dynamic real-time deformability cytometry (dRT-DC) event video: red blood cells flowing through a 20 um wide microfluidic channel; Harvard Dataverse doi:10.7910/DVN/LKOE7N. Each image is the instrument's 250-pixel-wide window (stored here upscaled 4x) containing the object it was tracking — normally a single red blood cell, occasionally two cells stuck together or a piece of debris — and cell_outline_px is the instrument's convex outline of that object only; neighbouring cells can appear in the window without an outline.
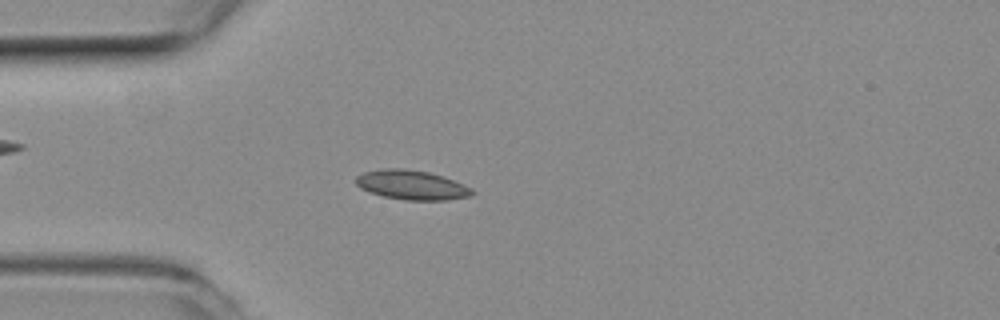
{"species": "common noctule bat (a hibernating species)", "species_latin": "Nyctalus noctula", "temperature_condition": "room temperature", "stored_images_in_passage": 52, "camera_frame_rate_fps": 3000, "um_per_image_px": 0.085, "animal": {"sex": "female", "body_mass_g": 19.3, "forearm_length_mm": 54.1}, "frame": {"image": 1, "passage_image": 13, "time_ms": 4.0, "image_size_px": [1000, 320], "cell_outline_px": [[476, 192], [472, 196], [448, 200], [404, 200], [384, 196], [368, 192], [360, 188], [356, 184], [356, 176], [364, 172], [384, 168], [404, 168], [428, 172], [464, 184], [472, 188]], "centroid_in_image_um": [35.0, 15.73], "position_along_channel_um": 50.0, "area_um2": 20.0}}
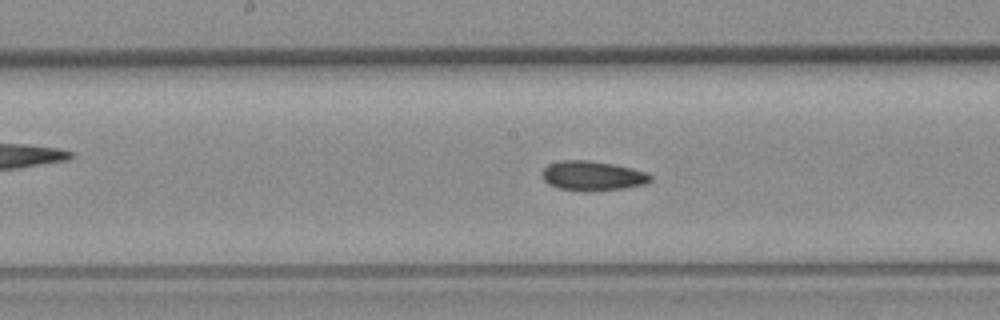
{"frame": {"image": 2, "passage_image": 25, "time_ms": 8.0, "image_size_px": [1000, 320], "cell_outline_px": [[652, 180], [644, 184], [624, 188], [588, 192], [556, 188], [548, 184], [540, 176], [540, 172], [548, 164], [564, 160], [588, 160], [612, 164], [632, 168], [648, 172], [652, 176]], "centroid_in_image_um": [50.33, 14.95], "position_along_channel_um": 197.9, "area_um2": 18.96}}
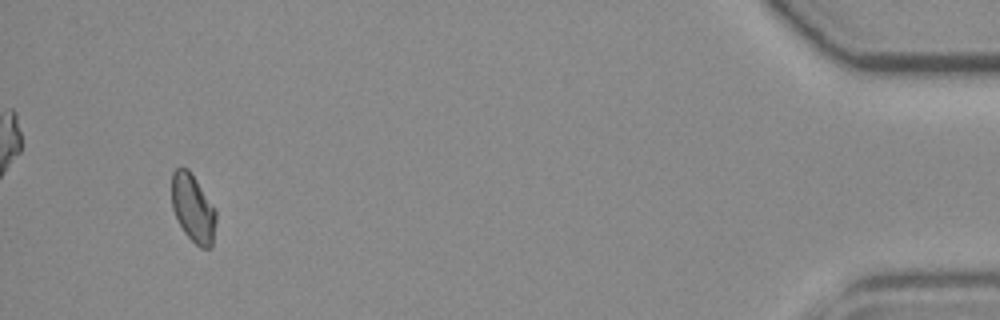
{"frame": {"image": 3, "passage_image": 48, "time_ms": 15.667, "image_size_px": [1000, 320], "cell_outline_px": [[216, 220], [212, 248], [200, 248], [184, 232], [172, 208], [172, 172], [176, 168], [188, 168], [216, 208]], "centroid_in_image_um": [16.43, 17.7], "position_along_channel_um": 418.8, "area_um2": 17.57}}